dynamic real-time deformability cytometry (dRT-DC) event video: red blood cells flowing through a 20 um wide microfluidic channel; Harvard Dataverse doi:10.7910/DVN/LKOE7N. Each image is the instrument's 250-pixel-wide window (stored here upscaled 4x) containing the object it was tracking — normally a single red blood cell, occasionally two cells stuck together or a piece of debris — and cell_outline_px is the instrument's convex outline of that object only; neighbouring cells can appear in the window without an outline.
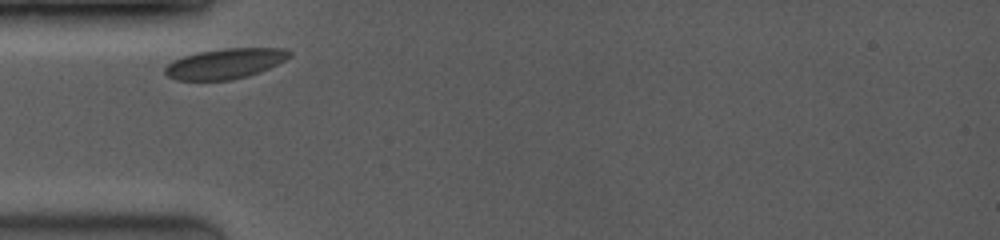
{"species": "common noctule bat (a hibernating species)", "species_latin": "Nyctalus noctula", "temperature_condition": "room temperature", "stored_images_in_passage": 4, "camera_frame_rate_fps": 3500, "um_per_image_px": 0.085, "animal": {"sex": "female", "body_mass_g": 19.0, "forearm_length_mm": 53.3}, "frame": {"image": 1, "passage_image": 1, "time_ms": 0.0, "image_size_px": [1000, 240], "cell_outline_px": [[292, 56], [268, 68], [248, 76], [232, 80], [176, 80], [168, 76], [164, 72], [164, 68], [172, 60], [196, 52], [224, 48], [288, 48], [292, 52]], "centroid_in_image_um": [19.13, 5.4], "position_along_channel_um": 65.9, "area_um2": 22.02}}
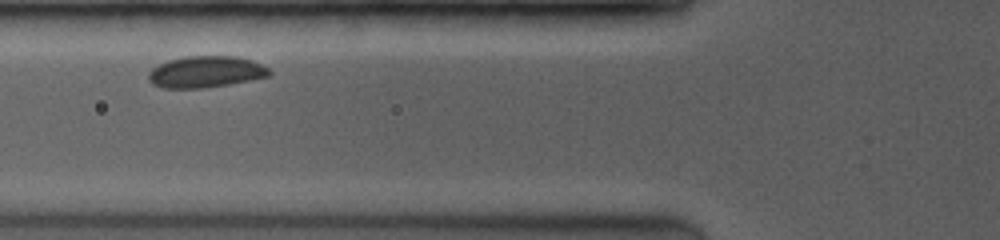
{"frame": {"image": 2, "passage_image": 3, "time_ms": 1.143, "image_size_px": [1000, 240], "cell_outline_px": [[272, 76], [228, 84], [200, 88], [164, 88], [152, 84], [148, 80], [148, 72], [152, 68], [168, 60], [188, 56], [236, 56], [252, 60], [268, 68], [272, 72]], "centroid_in_image_um": [17.49, 6.1], "position_along_channel_um": 108.3, "area_um2": 22.2}}